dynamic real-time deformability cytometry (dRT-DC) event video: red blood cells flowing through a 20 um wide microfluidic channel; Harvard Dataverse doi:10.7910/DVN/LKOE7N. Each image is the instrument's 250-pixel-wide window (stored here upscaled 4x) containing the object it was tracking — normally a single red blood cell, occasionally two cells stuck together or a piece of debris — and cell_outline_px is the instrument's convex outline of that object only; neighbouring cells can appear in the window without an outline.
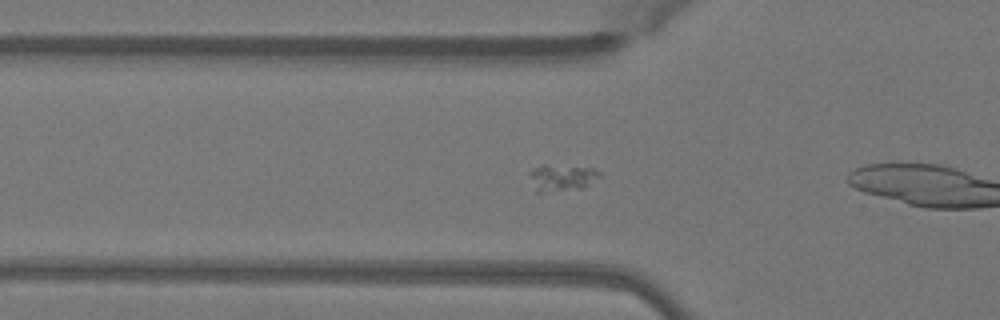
{"species": "Egyptian fruit bat (a non-hibernating species)", "species_latin": "Rousettus aegyptiacus", "temperature_condition": "warm", "stored_images_in_passage": 36, "camera_frame_rate_fps": 3000, "um_per_image_px": 0.085, "animal": {"sex": "female"}, "frame": {"image": 1, "passage_image": 2, "time_ms": 0.333, "image_size_px": [1000, 320], "cell_outline_px": [[604, 176], [584, 188], [540, 192], [536, 192], [528, 172], [532, 168], [544, 164], [592, 168], [600, 172]], "centroid_in_image_um": [47.79, 15.09], "position_along_channel_um": 78.0, "area_um2": 11.04}}
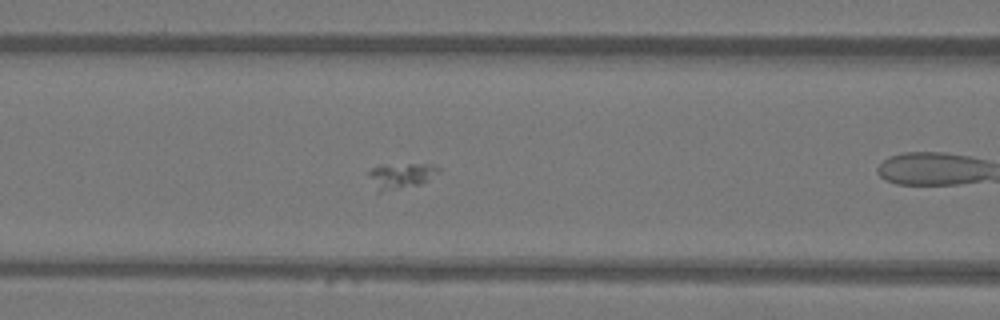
{"frame": {"image": 2, "passage_image": 6, "time_ms": 1.667, "image_size_px": [1000, 320], "cell_outline_px": [[440, 172], [420, 184], [380, 192], [376, 192], [368, 176], [368, 172], [372, 168], [380, 164], [436, 164], [440, 168]], "centroid_in_image_um": [34.05, 14.92], "position_along_channel_um": 132.5, "area_um2": 10.58}}
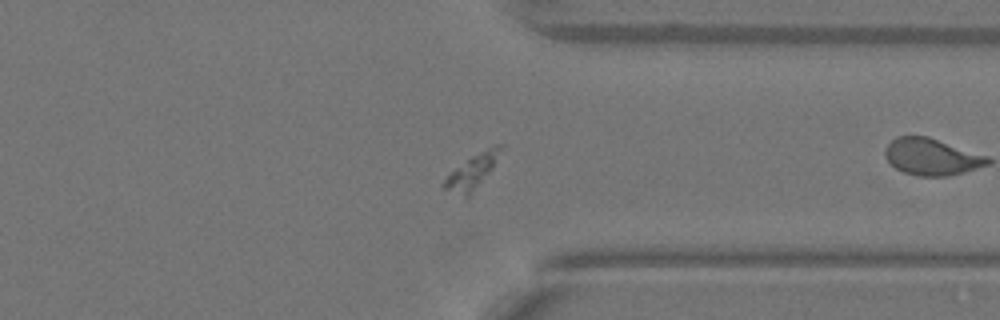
{"frame": {"image": 3, "passage_image": 24, "time_ms": 7.667, "image_size_px": [1000, 320], "cell_outline_px": [[504, 144], [492, 168], [468, 200], [444, 188], [440, 184], [456, 168], [472, 156], [496, 144]], "centroid_in_image_um": [40.12, 14.66], "position_along_channel_um": 371.3, "area_um2": 11.04}}